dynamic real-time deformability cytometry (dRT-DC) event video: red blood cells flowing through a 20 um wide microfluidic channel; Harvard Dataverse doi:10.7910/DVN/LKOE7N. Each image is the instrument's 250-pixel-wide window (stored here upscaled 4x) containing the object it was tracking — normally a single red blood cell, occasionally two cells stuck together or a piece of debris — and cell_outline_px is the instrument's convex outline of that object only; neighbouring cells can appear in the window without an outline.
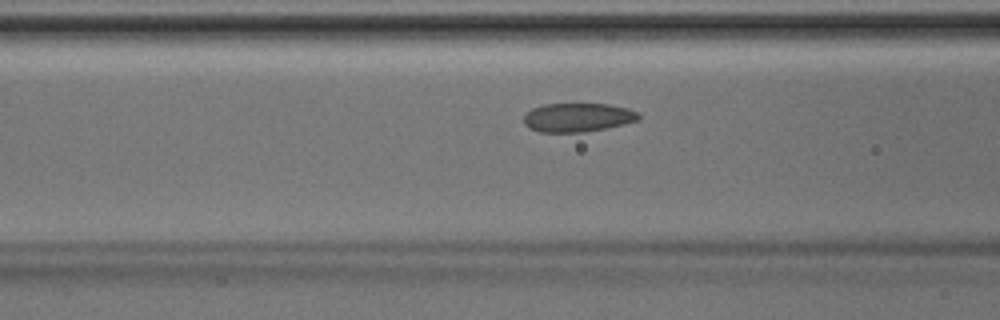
{"species": "Egyptian fruit bat (a non-hibernating species)", "species_latin": "Rousettus aegyptiacus", "temperature_condition": "room temperature", "stored_images_in_passage": 13, "camera_frame_rate_fps": 3000, "um_per_image_px": 0.085, "animal": {"sex": "male"}, "frame": {"image": 1, "passage_image": 11, "time_ms": 3.333, "image_size_px": [1000, 320], "cell_outline_px": [[640, 120], [624, 124], [584, 132], [540, 132], [528, 128], [524, 124], [524, 116], [532, 108], [544, 104], [608, 104], [628, 108], [640, 112]], "centroid_in_image_um": [49.12, 9.98], "position_along_channel_um": 117.5, "area_um2": 19.36}}